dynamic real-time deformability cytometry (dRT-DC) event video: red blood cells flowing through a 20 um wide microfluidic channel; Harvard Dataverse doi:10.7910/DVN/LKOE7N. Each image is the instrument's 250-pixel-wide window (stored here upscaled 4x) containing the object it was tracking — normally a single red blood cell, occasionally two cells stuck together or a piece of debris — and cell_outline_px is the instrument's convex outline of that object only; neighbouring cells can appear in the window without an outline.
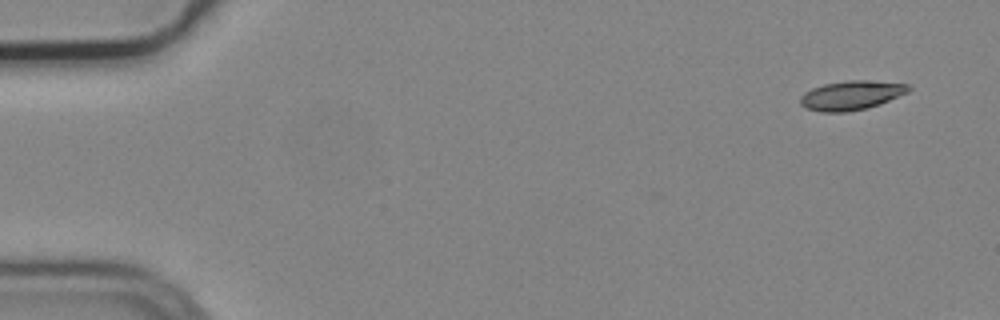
{"species": "common noctule bat (a hibernating species)", "species_latin": "Nyctalus noctula", "temperature_condition": "cold", "stored_images_in_passage": 5, "camera_frame_rate_fps": 3000, "um_per_image_px": 0.085, "animal": {"sex": "male", "body_mass_g": 19.2, "forearm_length_mm": 51.8}, "frame": {"image": 1, "passage_image": 1, "time_ms": 0.0, "image_size_px": [1000, 320], "cell_outline_px": [[912, 88], [908, 92], [880, 104], [868, 108], [848, 112], [820, 112], [808, 108], [800, 104], [800, 96], [804, 92], [812, 88], [824, 84], [848, 80], [876, 80], [912, 84]], "centroid_in_image_um": [72.41, 8.09], "position_along_channel_um": 12.6, "area_um2": 18.73}}